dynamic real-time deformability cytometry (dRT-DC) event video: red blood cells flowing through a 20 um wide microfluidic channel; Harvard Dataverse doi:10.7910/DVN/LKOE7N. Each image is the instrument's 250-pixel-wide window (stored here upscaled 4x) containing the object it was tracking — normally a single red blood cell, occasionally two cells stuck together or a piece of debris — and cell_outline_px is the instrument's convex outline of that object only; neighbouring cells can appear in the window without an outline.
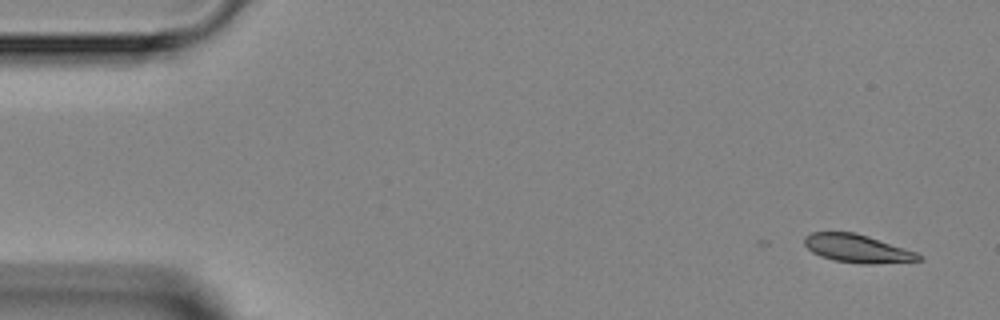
{"species": "Egyptian fruit bat (a non-hibernating species)", "species_latin": "Rousettus aegyptiacus", "temperature_condition": "room temperature", "stored_images_in_passage": 3, "camera_frame_rate_fps": 3000, "um_per_image_px": 0.085, "animal": {"sex": "female"}, "frame": {"image": 1, "passage_image": 3, "time_ms": 2.0, "image_size_px": [1000, 320], "cell_outline_px": [[924, 260], [872, 264], [864, 264], [836, 260], [820, 256], [812, 252], [804, 244], [804, 236], [812, 232], [852, 232], [868, 236], [916, 252]], "centroid_in_image_um": [72.85, 21.12], "position_along_channel_um": 12.2, "area_um2": 18.5}}